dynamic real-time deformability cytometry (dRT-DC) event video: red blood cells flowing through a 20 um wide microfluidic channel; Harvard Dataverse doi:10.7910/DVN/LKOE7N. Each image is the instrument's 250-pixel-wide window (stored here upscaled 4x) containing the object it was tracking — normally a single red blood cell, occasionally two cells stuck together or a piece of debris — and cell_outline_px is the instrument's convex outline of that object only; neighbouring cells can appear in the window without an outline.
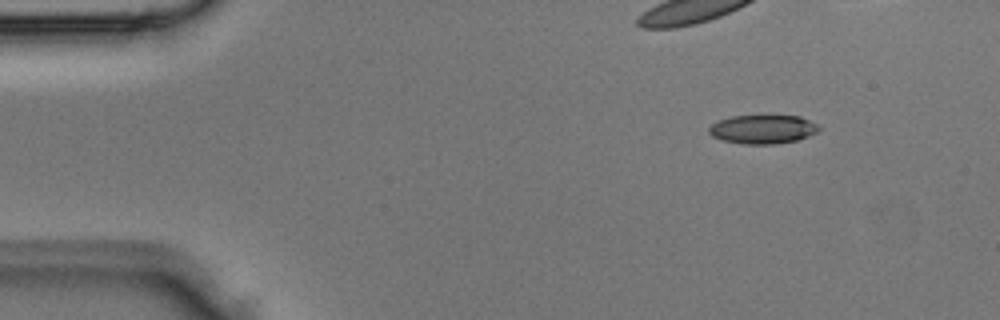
{"species": "Egyptian fruit bat (a non-hibernating species)", "species_latin": "Rousettus aegyptiacus", "temperature_condition": "room temperature", "stored_images_in_passage": 4, "camera_frame_rate_fps": 3000, "um_per_image_px": 0.085, "animal": {"sex": "male"}, "frame": {"image": 1, "passage_image": 1, "time_ms": 0.0, "image_size_px": [1000, 320], "cell_outline_px": [[820, 128], [816, 132], [808, 136], [796, 140], [772, 144], [744, 144], [720, 140], [712, 136], [708, 132], [708, 128], [712, 124], [720, 120], [732, 116], [800, 116], [816, 124]], "centroid_in_image_um": [64.8, 10.99], "position_along_channel_um": 20.2, "area_um2": 18.26}}
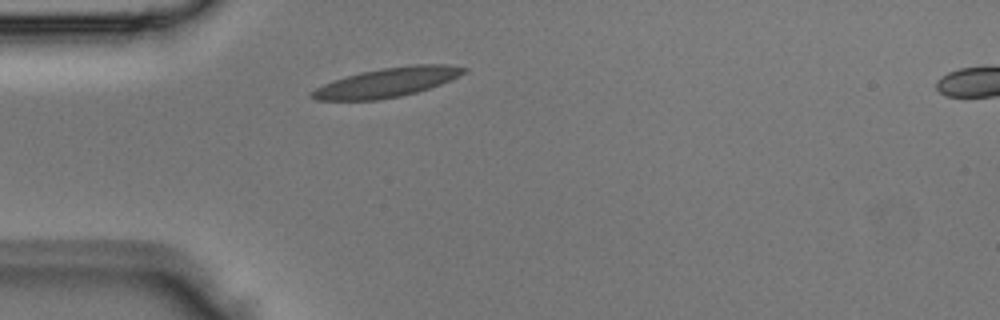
{"frame": {"image": 2, "passage_image": 4, "time_ms": 1.0, "image_size_px": [1000, 320], "cell_outline_px": [[468, 72], [460, 76], [440, 84], [416, 92], [400, 96], [376, 100], [316, 100], [308, 96], [308, 92], [332, 80], [360, 72], [380, 68], [412, 64], [448, 64], [468, 68]], "centroid_in_image_um": [32.9, 6.99], "position_along_channel_um": 52.1, "area_um2": 26.13}}